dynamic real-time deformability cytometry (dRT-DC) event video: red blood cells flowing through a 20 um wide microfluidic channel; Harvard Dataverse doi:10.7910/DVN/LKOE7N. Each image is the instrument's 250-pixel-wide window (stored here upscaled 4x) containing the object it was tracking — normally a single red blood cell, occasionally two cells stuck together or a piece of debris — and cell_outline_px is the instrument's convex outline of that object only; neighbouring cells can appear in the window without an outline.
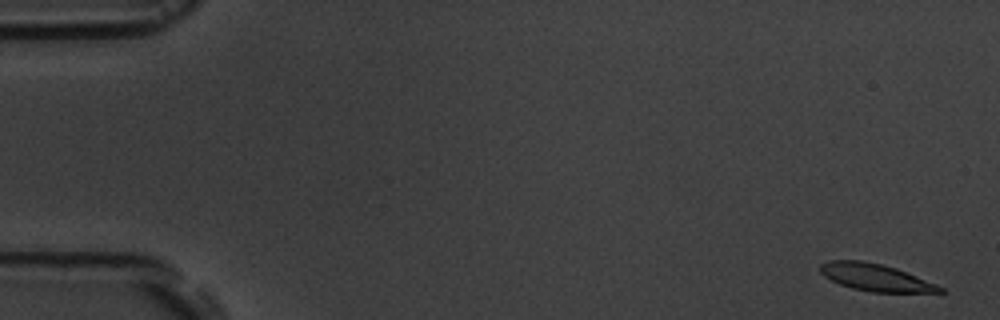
{"species": "common noctule bat (a hibernating species)", "species_latin": "Nyctalus noctula", "temperature_condition": "room temperature", "stored_images_in_passage": 7, "camera_frame_rate_fps": 3000, "um_per_image_px": 0.085, "animal": {"sex": "male", "body_mass_g": 19.5, "forearm_length_mm": 54.6}, "frame": {"image": 1, "passage_image": 1, "time_ms": 0.0, "image_size_px": [1000, 320], "cell_outline_px": [[948, 292], [872, 292], [852, 288], [840, 284], [824, 276], [820, 272], [820, 264], [828, 260], [860, 260], [880, 264], [896, 268], [936, 284], [944, 288]], "centroid_in_image_um": [74.41, 23.58], "position_along_channel_um": 10.6, "area_um2": 18.79}}
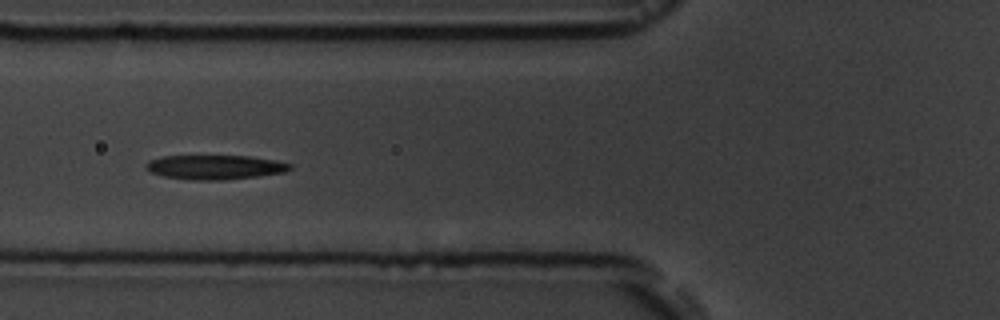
{"frame": {"image": 2, "passage_image": 7, "time_ms": 6.667, "image_size_px": [1000, 320], "cell_outline_px": [[292, 168], [284, 172], [256, 176], [224, 180], [192, 180], [164, 176], [152, 172], [144, 168], [144, 164], [148, 160], [164, 156], [248, 156], [276, 160], [292, 164]], "centroid_in_image_um": [18.25, 14.2], "position_along_channel_um": 107.5, "area_um2": 20.4}}